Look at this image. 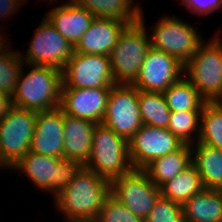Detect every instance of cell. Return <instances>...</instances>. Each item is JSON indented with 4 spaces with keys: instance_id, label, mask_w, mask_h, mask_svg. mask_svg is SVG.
I'll list each match as a JSON object with an SVG mask.
<instances>
[{
    "instance_id": "cell-17",
    "label": "cell",
    "mask_w": 222,
    "mask_h": 222,
    "mask_svg": "<svg viewBox=\"0 0 222 222\" xmlns=\"http://www.w3.org/2000/svg\"><path fill=\"white\" fill-rule=\"evenodd\" d=\"M129 24L113 18H94L74 52L110 56L119 36Z\"/></svg>"
},
{
    "instance_id": "cell-11",
    "label": "cell",
    "mask_w": 222,
    "mask_h": 222,
    "mask_svg": "<svg viewBox=\"0 0 222 222\" xmlns=\"http://www.w3.org/2000/svg\"><path fill=\"white\" fill-rule=\"evenodd\" d=\"M111 194L143 220L149 216L154 203L161 196L160 188L143 169H133L112 180Z\"/></svg>"
},
{
    "instance_id": "cell-36",
    "label": "cell",
    "mask_w": 222,
    "mask_h": 222,
    "mask_svg": "<svg viewBox=\"0 0 222 222\" xmlns=\"http://www.w3.org/2000/svg\"><path fill=\"white\" fill-rule=\"evenodd\" d=\"M0 35H1V33H0ZM4 42H5V44L7 43L6 41H5V39L2 37V35L0 36V47L4 44Z\"/></svg>"
},
{
    "instance_id": "cell-34",
    "label": "cell",
    "mask_w": 222,
    "mask_h": 222,
    "mask_svg": "<svg viewBox=\"0 0 222 222\" xmlns=\"http://www.w3.org/2000/svg\"><path fill=\"white\" fill-rule=\"evenodd\" d=\"M12 107V98L0 93V120L4 118Z\"/></svg>"
},
{
    "instance_id": "cell-29",
    "label": "cell",
    "mask_w": 222,
    "mask_h": 222,
    "mask_svg": "<svg viewBox=\"0 0 222 222\" xmlns=\"http://www.w3.org/2000/svg\"><path fill=\"white\" fill-rule=\"evenodd\" d=\"M202 111H177L170 113L167 129L183 144H193L192 135L197 131V140L200 133V118ZM196 130V131H195Z\"/></svg>"
},
{
    "instance_id": "cell-25",
    "label": "cell",
    "mask_w": 222,
    "mask_h": 222,
    "mask_svg": "<svg viewBox=\"0 0 222 222\" xmlns=\"http://www.w3.org/2000/svg\"><path fill=\"white\" fill-rule=\"evenodd\" d=\"M171 112L202 111L206 101L184 75L163 92Z\"/></svg>"
},
{
    "instance_id": "cell-26",
    "label": "cell",
    "mask_w": 222,
    "mask_h": 222,
    "mask_svg": "<svg viewBox=\"0 0 222 222\" xmlns=\"http://www.w3.org/2000/svg\"><path fill=\"white\" fill-rule=\"evenodd\" d=\"M138 104L143 124L159 128L168 127L171 110L163 93L138 90Z\"/></svg>"
},
{
    "instance_id": "cell-7",
    "label": "cell",
    "mask_w": 222,
    "mask_h": 222,
    "mask_svg": "<svg viewBox=\"0 0 222 222\" xmlns=\"http://www.w3.org/2000/svg\"><path fill=\"white\" fill-rule=\"evenodd\" d=\"M37 111L12 106L0 120V167L12 168L30 151Z\"/></svg>"
},
{
    "instance_id": "cell-30",
    "label": "cell",
    "mask_w": 222,
    "mask_h": 222,
    "mask_svg": "<svg viewBox=\"0 0 222 222\" xmlns=\"http://www.w3.org/2000/svg\"><path fill=\"white\" fill-rule=\"evenodd\" d=\"M93 222H144V220L133 214L110 193Z\"/></svg>"
},
{
    "instance_id": "cell-15",
    "label": "cell",
    "mask_w": 222,
    "mask_h": 222,
    "mask_svg": "<svg viewBox=\"0 0 222 222\" xmlns=\"http://www.w3.org/2000/svg\"><path fill=\"white\" fill-rule=\"evenodd\" d=\"M110 89L62 88L59 108L70 116L102 123Z\"/></svg>"
},
{
    "instance_id": "cell-24",
    "label": "cell",
    "mask_w": 222,
    "mask_h": 222,
    "mask_svg": "<svg viewBox=\"0 0 222 222\" xmlns=\"http://www.w3.org/2000/svg\"><path fill=\"white\" fill-rule=\"evenodd\" d=\"M204 189L201 177L193 163L160 187L163 198L183 205Z\"/></svg>"
},
{
    "instance_id": "cell-22",
    "label": "cell",
    "mask_w": 222,
    "mask_h": 222,
    "mask_svg": "<svg viewBox=\"0 0 222 222\" xmlns=\"http://www.w3.org/2000/svg\"><path fill=\"white\" fill-rule=\"evenodd\" d=\"M192 146L195 165L205 189H222V149L196 142ZM196 148L195 150L193 149ZM194 150V151H193Z\"/></svg>"
},
{
    "instance_id": "cell-21",
    "label": "cell",
    "mask_w": 222,
    "mask_h": 222,
    "mask_svg": "<svg viewBox=\"0 0 222 222\" xmlns=\"http://www.w3.org/2000/svg\"><path fill=\"white\" fill-rule=\"evenodd\" d=\"M192 147L183 144L179 149L149 163L143 170L159 188L192 163Z\"/></svg>"
},
{
    "instance_id": "cell-5",
    "label": "cell",
    "mask_w": 222,
    "mask_h": 222,
    "mask_svg": "<svg viewBox=\"0 0 222 222\" xmlns=\"http://www.w3.org/2000/svg\"><path fill=\"white\" fill-rule=\"evenodd\" d=\"M82 165L75 160L40 155L29 151L13 169L25 173L38 188L58 196L73 181Z\"/></svg>"
},
{
    "instance_id": "cell-9",
    "label": "cell",
    "mask_w": 222,
    "mask_h": 222,
    "mask_svg": "<svg viewBox=\"0 0 222 222\" xmlns=\"http://www.w3.org/2000/svg\"><path fill=\"white\" fill-rule=\"evenodd\" d=\"M102 124L129 141L143 125L138 104V89L132 84L113 85L109 91Z\"/></svg>"
},
{
    "instance_id": "cell-32",
    "label": "cell",
    "mask_w": 222,
    "mask_h": 222,
    "mask_svg": "<svg viewBox=\"0 0 222 222\" xmlns=\"http://www.w3.org/2000/svg\"><path fill=\"white\" fill-rule=\"evenodd\" d=\"M193 13L207 15L222 7V0H181Z\"/></svg>"
},
{
    "instance_id": "cell-27",
    "label": "cell",
    "mask_w": 222,
    "mask_h": 222,
    "mask_svg": "<svg viewBox=\"0 0 222 222\" xmlns=\"http://www.w3.org/2000/svg\"><path fill=\"white\" fill-rule=\"evenodd\" d=\"M197 142L222 149V112L213 102L203 105Z\"/></svg>"
},
{
    "instance_id": "cell-33",
    "label": "cell",
    "mask_w": 222,
    "mask_h": 222,
    "mask_svg": "<svg viewBox=\"0 0 222 222\" xmlns=\"http://www.w3.org/2000/svg\"><path fill=\"white\" fill-rule=\"evenodd\" d=\"M20 1H22L23 5V2H26V0H0V18L1 16L2 18H5L7 15L12 16V14L15 13V10H18L17 8L21 7L20 5L22 4Z\"/></svg>"
},
{
    "instance_id": "cell-12",
    "label": "cell",
    "mask_w": 222,
    "mask_h": 222,
    "mask_svg": "<svg viewBox=\"0 0 222 222\" xmlns=\"http://www.w3.org/2000/svg\"><path fill=\"white\" fill-rule=\"evenodd\" d=\"M35 36L30 42L27 55L22 56L24 63L36 66H52L63 70L69 62L74 47L55 29L50 21L43 18L35 30Z\"/></svg>"
},
{
    "instance_id": "cell-8",
    "label": "cell",
    "mask_w": 222,
    "mask_h": 222,
    "mask_svg": "<svg viewBox=\"0 0 222 222\" xmlns=\"http://www.w3.org/2000/svg\"><path fill=\"white\" fill-rule=\"evenodd\" d=\"M151 47L175 57L185 65L203 42L196 29L181 19L162 17L153 27Z\"/></svg>"
},
{
    "instance_id": "cell-28",
    "label": "cell",
    "mask_w": 222,
    "mask_h": 222,
    "mask_svg": "<svg viewBox=\"0 0 222 222\" xmlns=\"http://www.w3.org/2000/svg\"><path fill=\"white\" fill-rule=\"evenodd\" d=\"M4 47V44L0 47V93L12 98L24 61L20 52L4 50Z\"/></svg>"
},
{
    "instance_id": "cell-4",
    "label": "cell",
    "mask_w": 222,
    "mask_h": 222,
    "mask_svg": "<svg viewBox=\"0 0 222 222\" xmlns=\"http://www.w3.org/2000/svg\"><path fill=\"white\" fill-rule=\"evenodd\" d=\"M141 11L140 21L128 25L110 54L113 79L116 84H133L151 48Z\"/></svg>"
},
{
    "instance_id": "cell-3",
    "label": "cell",
    "mask_w": 222,
    "mask_h": 222,
    "mask_svg": "<svg viewBox=\"0 0 222 222\" xmlns=\"http://www.w3.org/2000/svg\"><path fill=\"white\" fill-rule=\"evenodd\" d=\"M110 182L131 172L128 141L111 128L99 123L95 126L91 154L84 165Z\"/></svg>"
},
{
    "instance_id": "cell-35",
    "label": "cell",
    "mask_w": 222,
    "mask_h": 222,
    "mask_svg": "<svg viewBox=\"0 0 222 222\" xmlns=\"http://www.w3.org/2000/svg\"><path fill=\"white\" fill-rule=\"evenodd\" d=\"M213 103L218 107V109L222 112V95L217 97Z\"/></svg>"
},
{
    "instance_id": "cell-19",
    "label": "cell",
    "mask_w": 222,
    "mask_h": 222,
    "mask_svg": "<svg viewBox=\"0 0 222 222\" xmlns=\"http://www.w3.org/2000/svg\"><path fill=\"white\" fill-rule=\"evenodd\" d=\"M96 125L92 121L63 113L65 159L78 161L82 166L88 162Z\"/></svg>"
},
{
    "instance_id": "cell-18",
    "label": "cell",
    "mask_w": 222,
    "mask_h": 222,
    "mask_svg": "<svg viewBox=\"0 0 222 222\" xmlns=\"http://www.w3.org/2000/svg\"><path fill=\"white\" fill-rule=\"evenodd\" d=\"M69 1L55 7L45 17L70 45L75 47L81 36L90 27L95 16L76 0Z\"/></svg>"
},
{
    "instance_id": "cell-1",
    "label": "cell",
    "mask_w": 222,
    "mask_h": 222,
    "mask_svg": "<svg viewBox=\"0 0 222 222\" xmlns=\"http://www.w3.org/2000/svg\"><path fill=\"white\" fill-rule=\"evenodd\" d=\"M111 193V182L82 166L73 181L54 197L55 206L65 214L64 222H93Z\"/></svg>"
},
{
    "instance_id": "cell-31",
    "label": "cell",
    "mask_w": 222,
    "mask_h": 222,
    "mask_svg": "<svg viewBox=\"0 0 222 222\" xmlns=\"http://www.w3.org/2000/svg\"><path fill=\"white\" fill-rule=\"evenodd\" d=\"M144 222H185L183 207L160 196Z\"/></svg>"
},
{
    "instance_id": "cell-10",
    "label": "cell",
    "mask_w": 222,
    "mask_h": 222,
    "mask_svg": "<svg viewBox=\"0 0 222 222\" xmlns=\"http://www.w3.org/2000/svg\"><path fill=\"white\" fill-rule=\"evenodd\" d=\"M62 88H107L116 84L110 56L73 54L62 70Z\"/></svg>"
},
{
    "instance_id": "cell-16",
    "label": "cell",
    "mask_w": 222,
    "mask_h": 222,
    "mask_svg": "<svg viewBox=\"0 0 222 222\" xmlns=\"http://www.w3.org/2000/svg\"><path fill=\"white\" fill-rule=\"evenodd\" d=\"M63 111L60 108L37 112L30 151L40 155L64 158Z\"/></svg>"
},
{
    "instance_id": "cell-13",
    "label": "cell",
    "mask_w": 222,
    "mask_h": 222,
    "mask_svg": "<svg viewBox=\"0 0 222 222\" xmlns=\"http://www.w3.org/2000/svg\"><path fill=\"white\" fill-rule=\"evenodd\" d=\"M183 145L167 128L143 124L128 141L134 169H144L153 160L179 149Z\"/></svg>"
},
{
    "instance_id": "cell-23",
    "label": "cell",
    "mask_w": 222,
    "mask_h": 222,
    "mask_svg": "<svg viewBox=\"0 0 222 222\" xmlns=\"http://www.w3.org/2000/svg\"><path fill=\"white\" fill-rule=\"evenodd\" d=\"M96 18H113L129 25L140 21L141 7L134 0H76ZM133 5V6H132ZM134 7V8H132Z\"/></svg>"
},
{
    "instance_id": "cell-20",
    "label": "cell",
    "mask_w": 222,
    "mask_h": 222,
    "mask_svg": "<svg viewBox=\"0 0 222 222\" xmlns=\"http://www.w3.org/2000/svg\"><path fill=\"white\" fill-rule=\"evenodd\" d=\"M185 222H222V192L203 189L183 205Z\"/></svg>"
},
{
    "instance_id": "cell-6",
    "label": "cell",
    "mask_w": 222,
    "mask_h": 222,
    "mask_svg": "<svg viewBox=\"0 0 222 222\" xmlns=\"http://www.w3.org/2000/svg\"><path fill=\"white\" fill-rule=\"evenodd\" d=\"M215 36L198 46L196 53L184 65L186 78L206 102L222 95V42Z\"/></svg>"
},
{
    "instance_id": "cell-14",
    "label": "cell",
    "mask_w": 222,
    "mask_h": 222,
    "mask_svg": "<svg viewBox=\"0 0 222 222\" xmlns=\"http://www.w3.org/2000/svg\"><path fill=\"white\" fill-rule=\"evenodd\" d=\"M184 74V65L167 53L150 48L137 79L136 89L163 93Z\"/></svg>"
},
{
    "instance_id": "cell-2",
    "label": "cell",
    "mask_w": 222,
    "mask_h": 222,
    "mask_svg": "<svg viewBox=\"0 0 222 222\" xmlns=\"http://www.w3.org/2000/svg\"><path fill=\"white\" fill-rule=\"evenodd\" d=\"M27 75L22 70L12 97V106L37 112L60 107L62 71L52 66L31 65Z\"/></svg>"
}]
</instances>
